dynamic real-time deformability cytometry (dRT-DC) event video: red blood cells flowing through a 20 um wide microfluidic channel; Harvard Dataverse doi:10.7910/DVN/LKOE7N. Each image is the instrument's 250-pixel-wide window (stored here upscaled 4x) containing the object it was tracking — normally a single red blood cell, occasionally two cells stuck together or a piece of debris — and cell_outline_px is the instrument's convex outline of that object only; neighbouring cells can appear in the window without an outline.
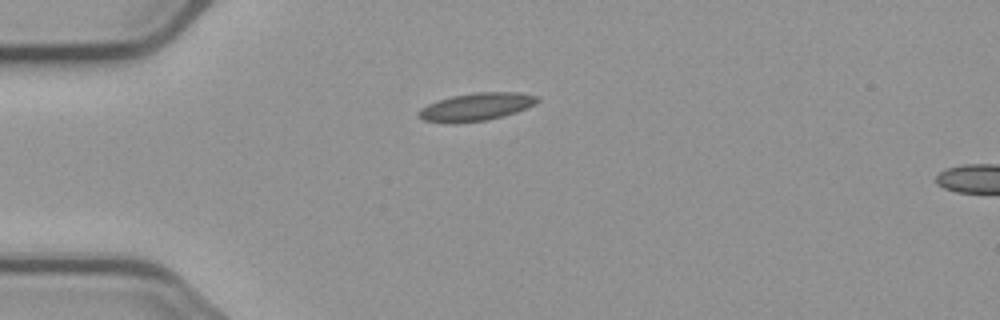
{"species": "common noctule bat (a hibernating species)", "species_latin": "Nyctalus noctula", "temperature_condition": "cold", "stored_images_in_passage": 2, "camera_frame_rate_fps": 3000, "um_per_image_px": 0.085, "animal": {"sex": "male", "body_mass_g": 23.1, "forearm_length_mm": 52.7}, "frame": {"image": 1, "passage_image": 1, "time_ms": 0.0, "image_size_px": [1000, 320], "cell_outline_px": [[540, 100], [536, 104], [516, 112], [484, 120], [452, 124], [424, 120], [416, 116], [416, 112], [420, 108], [428, 104], [452, 96], [476, 92], [520, 92], [540, 96]], "centroid_in_image_um": [40.47, 9.08], "position_along_channel_um": 44.5, "area_um2": 19.31}}